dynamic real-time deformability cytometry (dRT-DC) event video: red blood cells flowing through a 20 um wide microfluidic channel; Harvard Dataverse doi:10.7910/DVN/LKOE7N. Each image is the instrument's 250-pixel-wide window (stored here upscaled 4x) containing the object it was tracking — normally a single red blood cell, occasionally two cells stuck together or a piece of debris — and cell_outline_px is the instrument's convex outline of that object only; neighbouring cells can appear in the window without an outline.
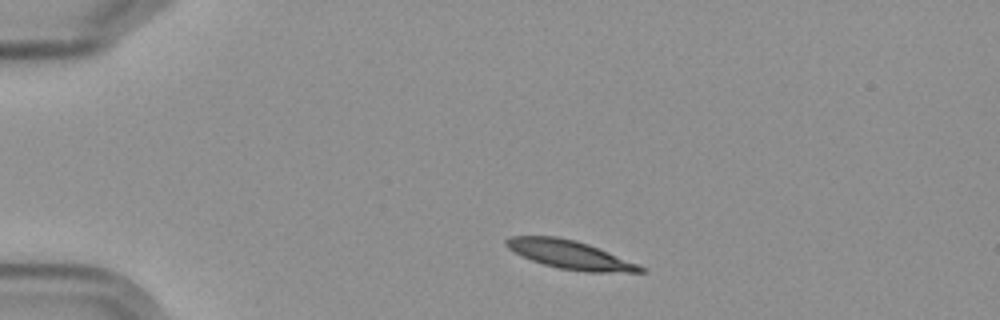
{"species": "Egyptian fruit bat (a non-hibernating species)", "species_latin": "Rousettus aegyptiacus", "temperature_condition": "cold", "stored_images_in_passage": 7, "camera_frame_rate_fps": 3000, "um_per_image_px": 0.085, "frame": {"image": 1, "passage_image": 1, "time_ms": 0.0, "image_size_px": [1000, 320], "cell_outline_px": [[648, 272], [584, 272], [560, 268], [544, 264], [532, 260], [508, 248], [504, 244], [504, 240], [508, 236], [556, 236], [576, 240], [588, 244], [636, 264], [644, 268]], "centroid_in_image_um": [48.4, 21.64], "position_along_channel_um": 36.6, "area_um2": 21.85}}
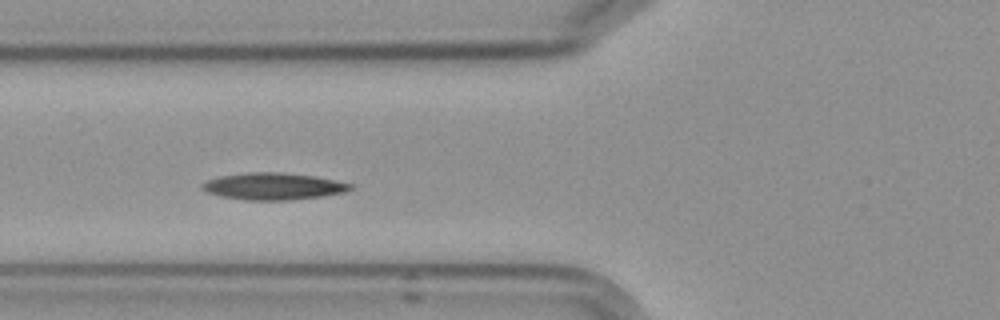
{"frame": {"image": 2, "passage_image": 4, "time_ms": 3.333, "image_size_px": [1000, 320], "cell_outline_px": [[352, 188], [344, 192], [324, 196], [288, 200], [244, 200], [224, 196], [208, 192], [200, 188], [200, 184], [208, 180], [220, 176], [248, 172], [280, 172], [316, 176], [352, 184]], "centroid_in_image_um": [23.23, 15.83], "position_along_channel_um": 102.6, "area_um2": 23.12}}
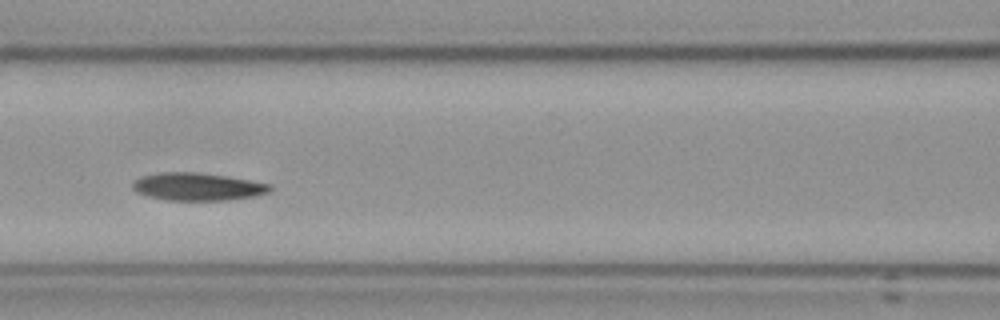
{"frame": {"image": 3, "passage_image": 5, "time_ms": 4.667, "image_size_px": [1000, 320], "cell_outline_px": [[272, 192], [256, 196], [228, 200], [164, 200], [148, 196], [136, 192], [132, 188], [132, 184], [140, 176], [160, 172], [196, 172], [224, 176], [272, 184]], "centroid_in_image_um": [16.8, 15.87], "position_along_channel_um": 149.8, "area_um2": 22.25}}